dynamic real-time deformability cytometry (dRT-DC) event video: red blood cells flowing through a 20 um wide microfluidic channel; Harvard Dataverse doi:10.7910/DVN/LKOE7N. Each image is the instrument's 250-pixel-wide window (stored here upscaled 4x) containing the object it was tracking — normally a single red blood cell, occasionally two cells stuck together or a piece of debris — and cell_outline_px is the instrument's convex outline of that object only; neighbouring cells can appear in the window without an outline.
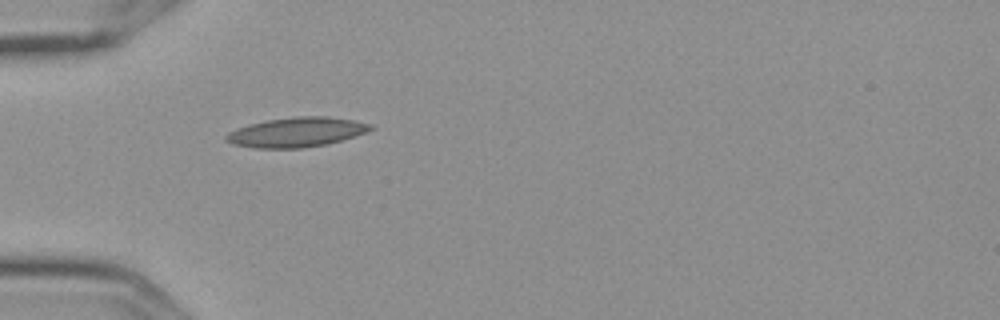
{"species": "Egyptian fruit bat (a non-hibernating species)", "species_latin": "Rousettus aegyptiacus", "temperature_condition": "cold", "stored_images_in_passage": 9, "camera_frame_rate_fps": 3000, "um_per_image_px": 0.085, "frame": {"image": 1, "passage_image": 1, "time_ms": 0.0, "image_size_px": [1000, 320], "cell_outline_px": [[376, 128], [328, 144], [300, 148], [252, 148], [232, 144], [224, 140], [224, 136], [228, 132], [236, 128], [268, 120], [296, 116], [328, 116], [352, 120], [372, 124]], "centroid_in_image_um": [25.16, 11.24], "position_along_channel_um": 59.8, "area_um2": 24.85}}
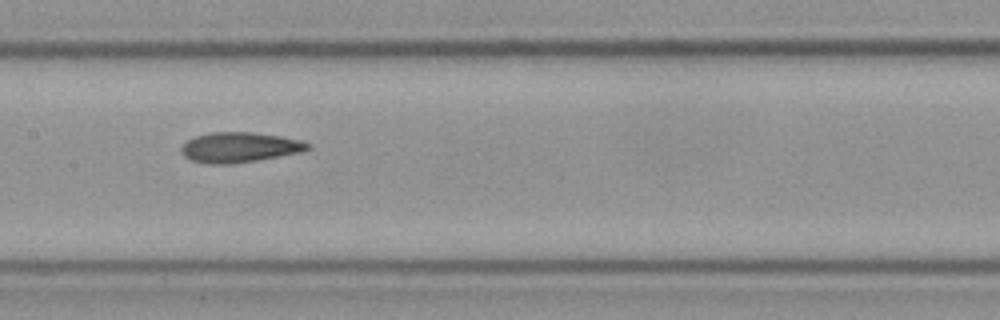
{"frame": {"image": 2, "passage_image": 4, "time_ms": 1.0, "image_size_px": [1000, 320], "cell_outline_px": [[312, 148], [304, 152], [232, 164], [208, 164], [188, 160], [180, 152], [180, 148], [188, 140], [196, 136], [212, 132], [252, 132], [280, 136], [300, 140], [312, 144]], "centroid_in_image_um": [20.37, 12.53], "position_along_channel_um": 187.0, "area_um2": 22.43}}
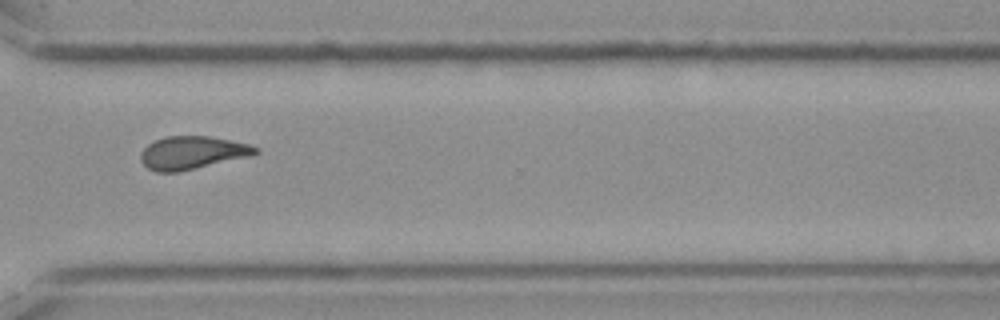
{"frame": {"image": 3, "passage_image": 8, "time_ms": 2.333, "image_size_px": [1000, 320], "cell_outline_px": [[260, 152], [248, 156], [176, 172], [156, 172], [148, 168], [140, 160], [140, 152], [148, 144], [164, 136], [208, 136], [248, 144], [260, 148]], "centroid_in_image_um": [16.3, 12.97], "position_along_channel_um": 354.3, "area_um2": 21.73}}